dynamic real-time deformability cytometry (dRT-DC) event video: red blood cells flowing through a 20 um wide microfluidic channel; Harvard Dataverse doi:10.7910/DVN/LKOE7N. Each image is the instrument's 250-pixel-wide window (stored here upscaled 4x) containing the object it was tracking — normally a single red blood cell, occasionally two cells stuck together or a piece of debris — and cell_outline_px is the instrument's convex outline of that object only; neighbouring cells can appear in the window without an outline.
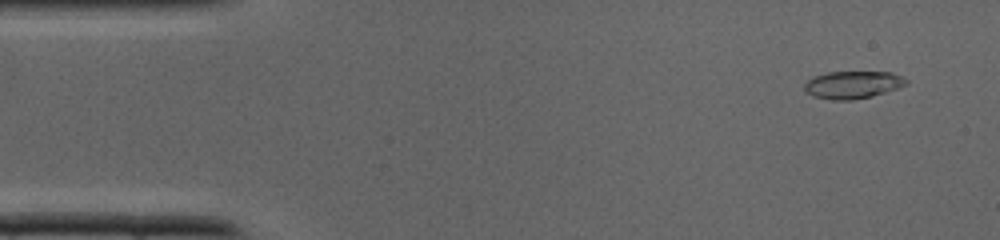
{"species": "common noctule bat (a hibernating species)", "species_latin": "Nyctalus noctula", "temperature_condition": "cold", "stored_images_in_passage": 37, "camera_frame_rate_fps": 3000, "um_per_image_px": 0.085, "animal": {"sex": "male", "body_mass_g": 19.0, "forearm_length_mm": 50.8}, "frame": {"image": 1, "passage_image": 3, "time_ms": 0.667, "image_size_px": [1000, 240], "cell_outline_px": [[908, 84], [872, 96], [852, 100], [832, 100], [812, 96], [804, 92], [804, 84], [812, 76], [828, 72], [892, 72], [908, 80]], "centroid_in_image_um": [72.43, 7.2], "position_along_channel_um": 12.6, "area_um2": 16.36}}
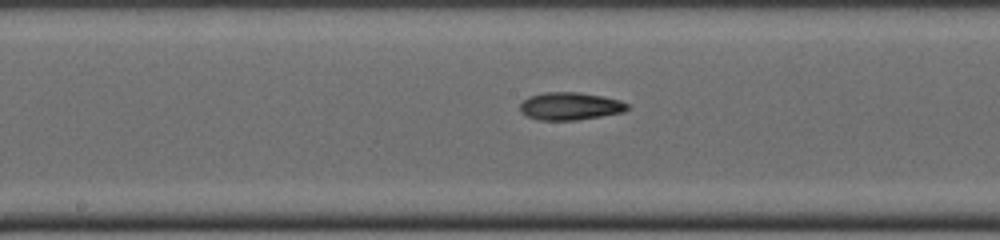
{"frame": {"image": 2, "passage_image": 19, "time_ms": 6.0, "image_size_px": [1000, 240], "cell_outline_px": [[632, 108], [624, 112], [576, 120], [540, 120], [528, 116], [520, 112], [520, 104], [528, 96], [544, 92], [580, 92], [620, 100], [628, 104]], "centroid_in_image_um": [48.47, 9.02], "position_along_channel_um": 199.7, "area_um2": 17.34}}
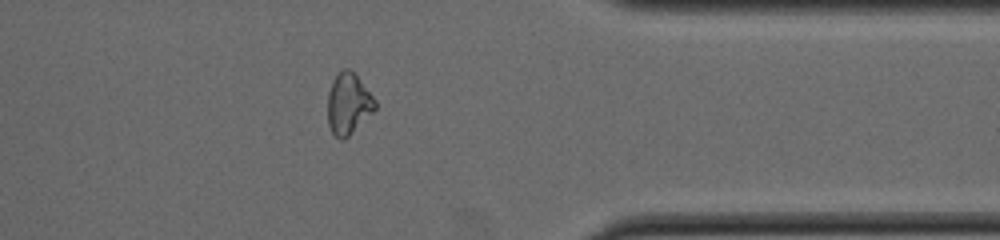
{"frame": {"image": 3, "passage_image": 30, "time_ms": 9.667, "image_size_px": [1000, 240], "cell_outline_px": [[376, 108], [344, 140], [340, 140], [332, 132], [328, 124], [328, 92], [332, 80], [344, 68], [348, 68], [356, 76], [376, 100]], "centroid_in_image_um": [29.59, 8.83], "position_along_channel_um": 381.8, "area_um2": 16.53}}